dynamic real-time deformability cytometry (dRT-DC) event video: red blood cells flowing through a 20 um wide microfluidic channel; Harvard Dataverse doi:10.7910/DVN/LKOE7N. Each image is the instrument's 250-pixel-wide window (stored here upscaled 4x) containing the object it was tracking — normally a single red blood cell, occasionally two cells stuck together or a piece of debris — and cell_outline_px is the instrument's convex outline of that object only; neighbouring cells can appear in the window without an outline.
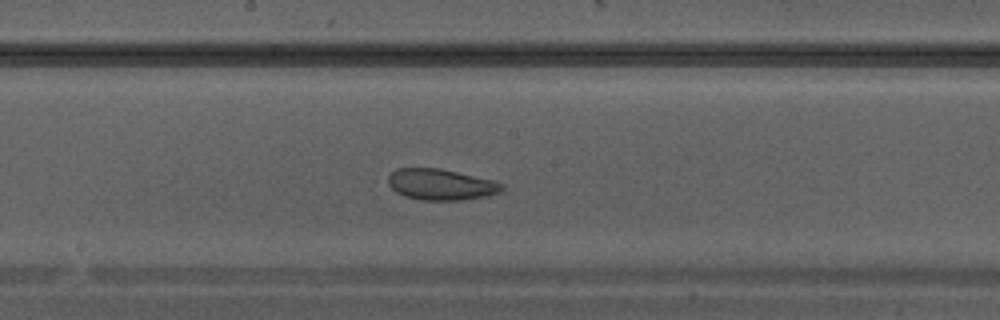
{"species": "Egyptian fruit bat (a non-hibernating species)", "species_latin": "Rousettus aegyptiacus", "temperature_condition": "warm", "stored_images_in_passage": 29, "camera_frame_rate_fps": 3000, "um_per_image_px": 0.085, "animal": {"sex": "male"}, "frame": {"image": 1, "passage_image": 13, "time_ms": 4.0, "image_size_px": [1000, 320], "cell_outline_px": [[504, 188], [500, 192], [488, 196], [460, 200], [420, 200], [404, 196], [396, 192], [388, 184], [388, 176], [396, 168], [440, 168], [492, 180], [504, 184]], "centroid_in_image_um": [37.47, 15.68], "position_along_channel_um": 210.7, "area_um2": 20.63}}